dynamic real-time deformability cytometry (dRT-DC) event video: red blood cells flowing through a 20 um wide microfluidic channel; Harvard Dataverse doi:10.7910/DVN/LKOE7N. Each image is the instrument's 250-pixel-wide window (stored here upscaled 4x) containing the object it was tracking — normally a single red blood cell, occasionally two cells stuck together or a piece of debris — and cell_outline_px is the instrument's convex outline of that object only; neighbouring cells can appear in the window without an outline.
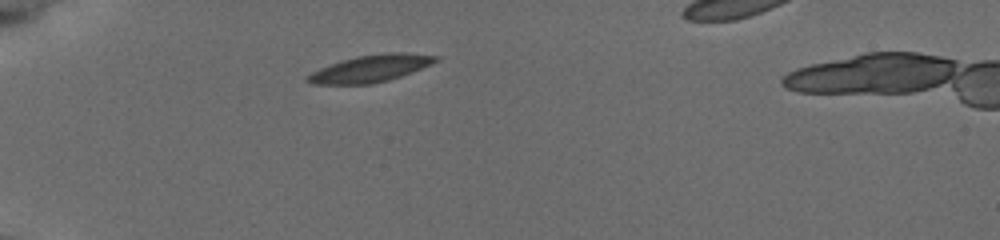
{"species": "common noctule bat (a hibernating species)", "species_latin": "Nyctalus noctula", "temperature_condition": "cold", "stored_images_in_passage": 40, "camera_frame_rate_fps": 3000, "um_per_image_px": 0.085, "animal": {"sex": "female", "body_mass_g": 19.5, "forearm_length_mm": 54.1}, "frame": {"image": 1, "passage_image": 2, "time_ms": 0.333, "image_size_px": [1000, 240], "cell_outline_px": [[440, 60], [432, 64], [400, 76], [388, 80], [372, 84], [308, 84], [304, 80], [304, 76], [320, 68], [340, 60], [356, 56], [388, 52], [404, 52], [440, 56]], "centroid_in_image_um": [31.47, 5.82], "position_along_channel_um": 53.5, "area_um2": 20.4}}
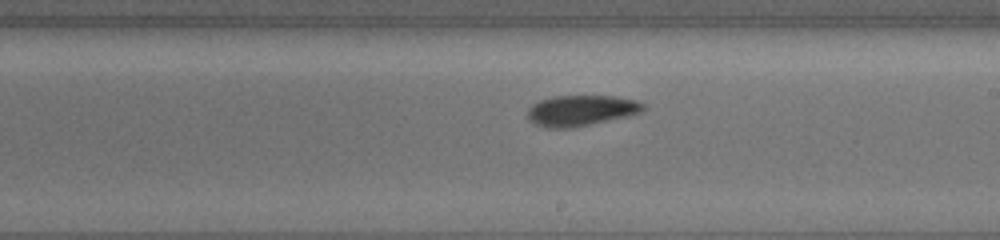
{"frame": {"image": 2, "passage_image": 19, "time_ms": 6.0, "image_size_px": [1000, 240], "cell_outline_px": [[648, 108], [640, 112], [628, 116], [572, 128], [548, 128], [536, 124], [528, 116], [528, 108], [532, 104], [540, 100], [552, 96], [616, 96], [636, 100], [644, 104]], "centroid_in_image_um": [49.42, 9.38], "position_along_channel_um": 239.6, "area_um2": 20.69}}
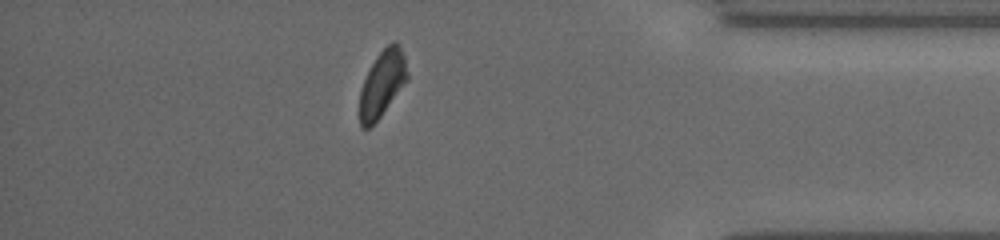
{"frame": {"image": 3, "passage_image": 34, "time_ms": 11.0, "image_size_px": [1000, 240], "cell_outline_px": [[408, 80], [380, 116], [368, 128], [360, 128], [360, 88], [376, 56], [388, 44], [396, 40], [404, 56], [408, 72]], "centroid_in_image_um": [32.5, 7.1], "position_along_channel_um": 402.7, "area_um2": 18.09}}